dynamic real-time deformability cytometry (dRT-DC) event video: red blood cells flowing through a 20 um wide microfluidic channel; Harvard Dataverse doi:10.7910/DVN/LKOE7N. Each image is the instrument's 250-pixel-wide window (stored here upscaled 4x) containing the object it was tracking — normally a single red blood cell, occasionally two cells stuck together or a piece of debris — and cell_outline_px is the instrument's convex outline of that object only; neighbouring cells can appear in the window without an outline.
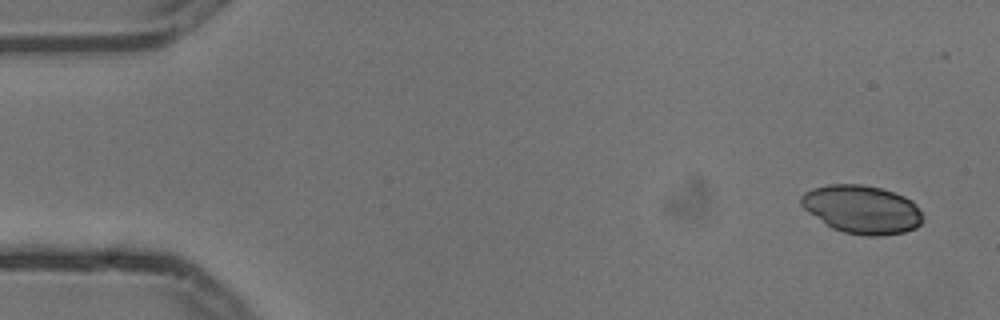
{"species": "common noctule bat (a hibernating species)", "species_latin": "Nyctalus noctula", "temperature_condition": "cold", "stored_images_in_passage": 6, "camera_frame_rate_fps": 3000, "um_per_image_px": 0.085, "animal": {"sex": "male", "body_mass_g": 13.3}, "frame": {"image": 1, "passage_image": 1, "time_ms": 0.0, "image_size_px": [1000, 320], "cell_outline_px": [[924, 220], [916, 228], [904, 232], [880, 236], [868, 236], [844, 232], [832, 228], [808, 212], [800, 204], [800, 196], [804, 192], [812, 188], [828, 184], [860, 184], [880, 188], [904, 196], [912, 200], [916, 204]], "centroid_in_image_um": [73.26, 17.8], "position_along_channel_um": 11.7, "area_um2": 34.28}}